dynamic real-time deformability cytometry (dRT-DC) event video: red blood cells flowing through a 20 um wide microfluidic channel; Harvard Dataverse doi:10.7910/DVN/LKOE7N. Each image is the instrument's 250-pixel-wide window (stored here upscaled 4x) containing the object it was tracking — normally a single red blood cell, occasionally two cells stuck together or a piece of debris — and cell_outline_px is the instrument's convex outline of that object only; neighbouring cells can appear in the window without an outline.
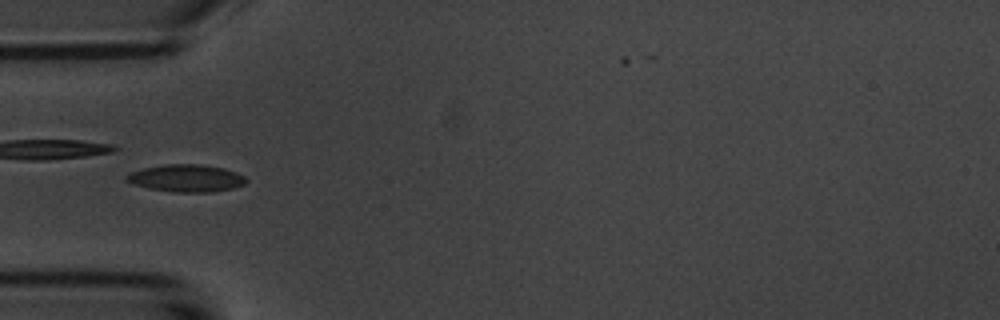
{"species": "common noctule bat (a hibernating species)", "species_latin": "Nyctalus noctula", "temperature_condition": "room temperature", "stored_images_in_passage": 7, "camera_frame_rate_fps": 3000, "um_per_image_px": 0.085, "animal": {"sex": "male", "body_mass_g": 20.1, "forearm_length_mm": 53.5}, "frame": {"image": 1, "passage_image": 5, "time_ms": 5.333, "image_size_px": [1000, 320], "cell_outline_px": [[248, 180], [244, 184], [232, 188], [212, 192], [172, 192], [148, 188], [132, 184], [124, 180], [124, 176], [132, 172], [144, 168], [164, 164], [200, 164], [224, 168], [236, 172], [244, 176]], "centroid_in_image_um": [15.81, 15.15], "position_along_channel_um": 69.2, "area_um2": 19.13}}
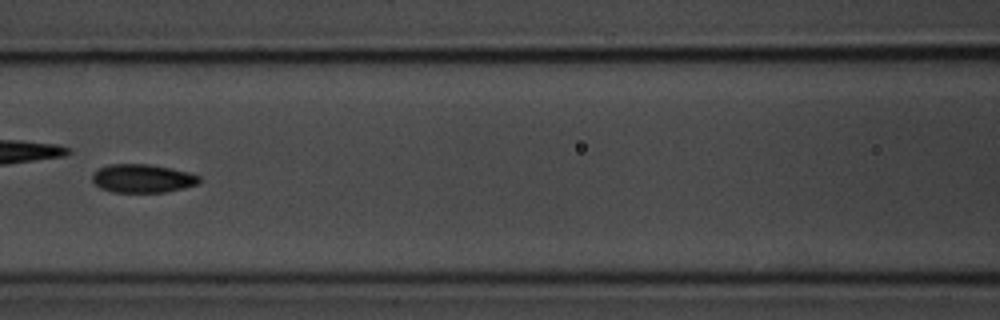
{"frame": {"image": 2, "passage_image": 7, "time_ms": 7.667, "image_size_px": [1000, 320], "cell_outline_px": [[200, 180], [196, 184], [184, 188], [164, 192], [112, 192], [100, 188], [92, 180], [92, 172], [108, 164], [148, 164], [188, 172], [200, 176]], "centroid_in_image_um": [12.08, 15.17], "position_along_channel_um": 154.5, "area_um2": 17.63}}